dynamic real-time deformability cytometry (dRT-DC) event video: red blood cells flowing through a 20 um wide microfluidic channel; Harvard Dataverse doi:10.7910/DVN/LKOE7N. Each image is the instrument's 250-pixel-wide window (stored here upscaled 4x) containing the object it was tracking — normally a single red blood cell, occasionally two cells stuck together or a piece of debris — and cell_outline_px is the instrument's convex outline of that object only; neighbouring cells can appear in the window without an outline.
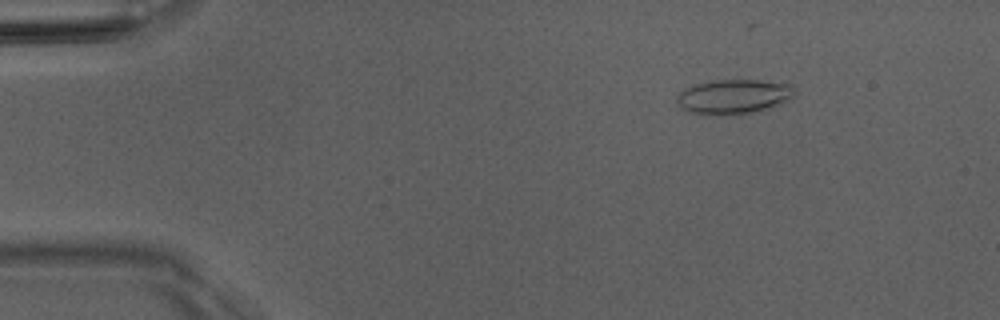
{"species": "Egyptian fruit bat (a non-hibernating species)", "species_latin": "Rousettus aegyptiacus", "temperature_condition": "room temperature", "stored_images_in_passage": 50, "camera_frame_rate_fps": 3000, "um_per_image_px": 0.085, "animal": {"sex": "male"}, "frame": {"image": 1, "passage_image": 7, "time_ms": 2.0, "image_size_px": [1000, 320], "cell_outline_px": [[796, 92], [792, 100], [780, 104], [752, 112], [716, 116], [708, 116], [688, 112], [676, 100], [676, 96], [684, 88], [696, 84], [712, 80], [760, 80], [792, 84], [796, 88]], "centroid_in_image_um": [62.39, 8.21], "position_along_channel_um": 22.6, "area_um2": 24.04}}
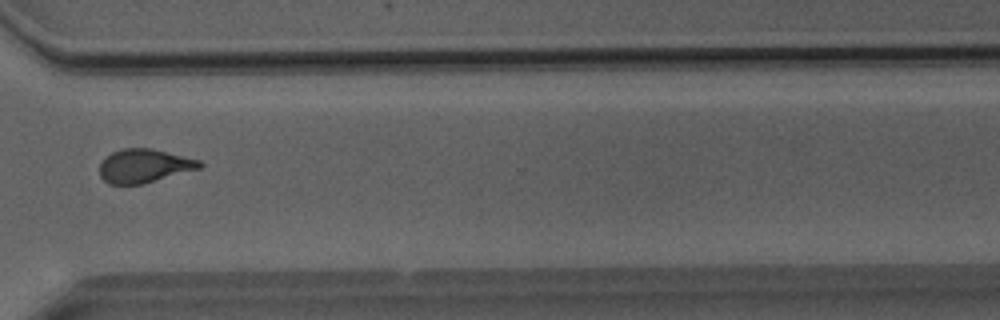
{"frame": {"image": 2, "passage_image": 38, "time_ms": 12.333, "image_size_px": [1000, 320], "cell_outline_px": [[204, 164], [200, 168], [144, 184], [108, 184], [100, 176], [100, 164], [104, 156], [120, 148], [152, 148], [200, 160]], "centroid_in_image_um": [12.24, 14.09], "position_along_channel_um": 358.4, "area_um2": 19.77}}
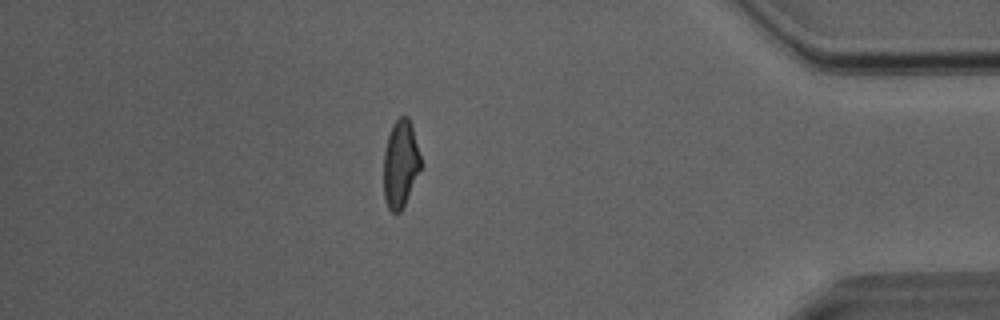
{"frame": {"image": 3, "passage_image": 44, "time_ms": 14.333, "image_size_px": [1000, 320], "cell_outline_px": [[420, 168], [404, 204], [400, 212], [392, 212], [388, 208], [384, 200], [384, 148], [392, 124], [400, 116], [408, 116], [412, 124], [420, 156]], "centroid_in_image_um": [34.02, 13.89], "position_along_channel_um": 401.2, "area_um2": 18.67}, "authors_computed_cell_mechanics": {"area_um2": 20.0855, "velocity_mm_per_s": 4.0802, "shape_relaxation_time_tau1_ms": 10.0958, "shape_relaxation_time_tau2_ms": 1.605, "deformation_change_tau1": 0.252, "deformation_change_tau2": 0.0815}}